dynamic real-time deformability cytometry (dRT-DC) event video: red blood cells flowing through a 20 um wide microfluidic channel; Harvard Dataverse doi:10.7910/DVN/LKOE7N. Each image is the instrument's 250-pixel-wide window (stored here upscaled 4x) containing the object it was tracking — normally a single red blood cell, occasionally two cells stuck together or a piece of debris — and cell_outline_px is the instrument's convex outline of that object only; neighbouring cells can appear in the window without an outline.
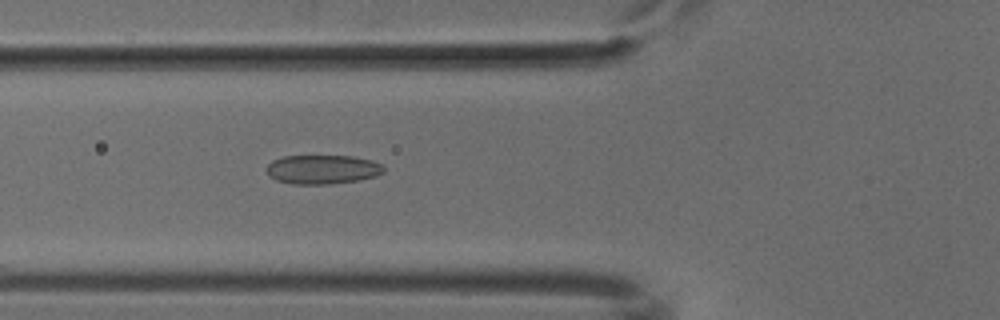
{"species": "common noctule bat (a hibernating species)", "species_latin": "Nyctalus noctula", "temperature_condition": "cold", "stored_images_in_passage": 38, "camera_frame_rate_fps": 3000, "um_per_image_px": 0.085, "animal": {"sex": "male", "body_mass_g": 18.8}, "frame": {"image": 1, "passage_image": 5, "time_ms": 1.333, "image_size_px": [1000, 320], "cell_outline_px": [[384, 172], [376, 176], [360, 180], [328, 184], [292, 184], [276, 180], [268, 176], [268, 164], [272, 160], [284, 156], [352, 156], [372, 160], [380, 164], [384, 168]], "centroid_in_image_um": [27.41, 14.4], "position_along_channel_um": 98.4, "area_um2": 19.88}}
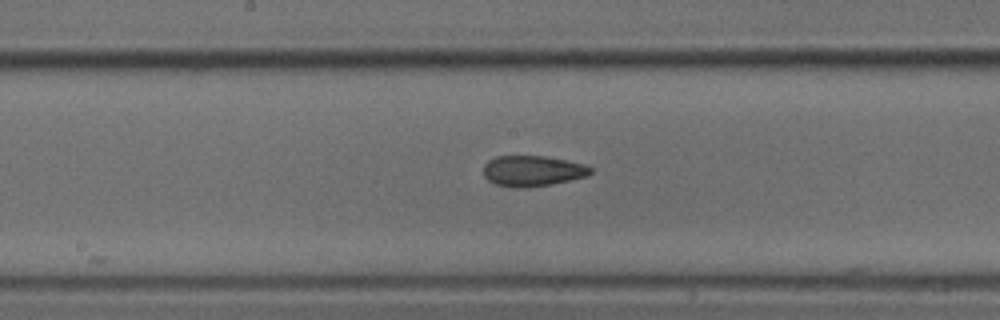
{"frame": {"image": 2, "passage_image": 13, "time_ms": 4.0, "image_size_px": [1000, 320], "cell_outline_px": [[592, 172], [588, 176], [552, 184], [528, 188], [512, 188], [496, 184], [488, 180], [484, 176], [484, 164], [488, 160], [496, 156], [544, 156], [588, 164], [592, 168]], "centroid_in_image_um": [45.28, 14.53], "position_along_channel_um": 202.9, "area_um2": 19.42}}
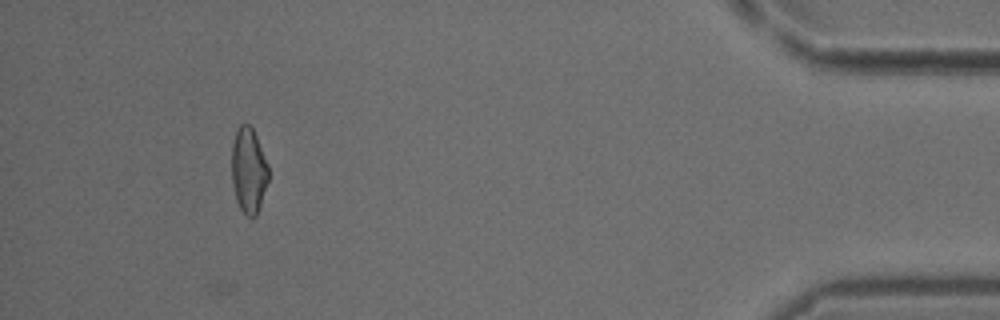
{"frame": {"image": 3, "passage_image": 34, "time_ms": 11.0, "image_size_px": [1000, 320], "cell_outline_px": [[268, 180], [256, 216], [248, 216], [240, 208], [236, 200], [232, 184], [232, 144], [236, 128], [240, 124], [248, 124], [252, 128], [256, 136], [268, 164]], "centroid_in_image_um": [21.12, 14.45], "position_along_channel_um": 414.1, "area_um2": 18.15}}